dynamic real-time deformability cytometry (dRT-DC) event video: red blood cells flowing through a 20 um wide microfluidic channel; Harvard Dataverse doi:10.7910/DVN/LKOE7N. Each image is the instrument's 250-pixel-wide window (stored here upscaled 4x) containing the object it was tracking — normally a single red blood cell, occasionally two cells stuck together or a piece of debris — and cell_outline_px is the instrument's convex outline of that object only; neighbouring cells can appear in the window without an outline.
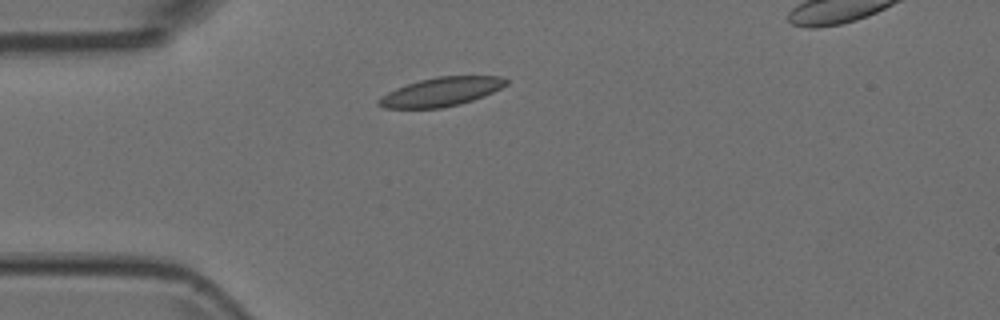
{"species": "Egyptian fruit bat (a non-hibernating species)", "species_latin": "Rousettus aegyptiacus", "temperature_condition": "room temperature", "stored_images_in_passage": 2, "camera_frame_rate_fps": 3000, "um_per_image_px": 0.085, "animal": {"sex": "female"}, "frame": {"image": 1, "passage_image": 1, "time_ms": 0.0, "image_size_px": [1000, 320], "cell_outline_px": [[508, 84], [484, 96], [460, 104], [440, 108], [384, 108], [376, 104], [376, 100], [380, 96], [396, 88], [420, 80], [436, 76], [504, 76], [508, 80]], "centroid_in_image_um": [37.49, 7.8], "position_along_channel_um": 47.5, "area_um2": 21.44}}